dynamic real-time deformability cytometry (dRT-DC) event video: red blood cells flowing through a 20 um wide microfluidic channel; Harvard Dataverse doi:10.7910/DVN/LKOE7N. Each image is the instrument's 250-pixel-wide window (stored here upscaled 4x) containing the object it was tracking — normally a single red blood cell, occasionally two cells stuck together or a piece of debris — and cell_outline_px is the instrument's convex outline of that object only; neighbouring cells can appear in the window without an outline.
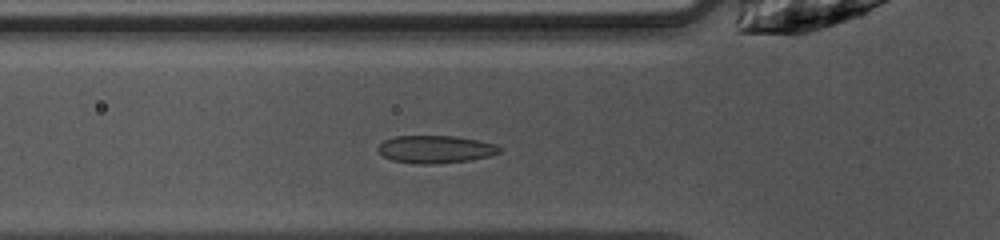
{"species": "common noctule bat (a hibernating species)", "species_latin": "Nyctalus noctula", "temperature_condition": "warm", "stored_images_in_passage": 30, "camera_frame_rate_fps": 3000, "um_per_image_px": 0.085, "animal": {"sex": "female", "body_mass_g": 10.0, "forearm_length_mm": 53.1}, "frame": {"image": 1, "passage_image": 4, "time_ms": 1.0, "image_size_px": [1000, 240], "cell_outline_px": [[504, 148], [500, 152], [488, 156], [468, 160], [436, 164], [416, 164], [392, 160], [384, 156], [376, 148], [384, 140], [396, 136], [456, 136], [480, 140], [496, 144]], "centroid_in_image_um": [37.04, 12.68], "position_along_channel_um": 88.8, "area_um2": 19.65}}
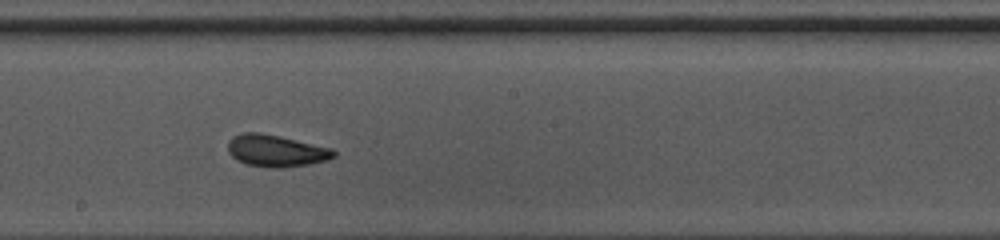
{"frame": {"image": 2, "passage_image": 14, "time_ms": 4.333, "image_size_px": [1000, 240], "cell_outline_px": [[336, 156], [328, 160], [308, 164], [284, 168], [268, 168], [248, 164], [236, 160], [228, 152], [228, 140], [232, 136], [244, 132], [260, 132], [332, 148], [336, 152]], "centroid_in_image_um": [23.45, 12.82], "position_along_channel_um": 224.8, "area_um2": 19.77}}
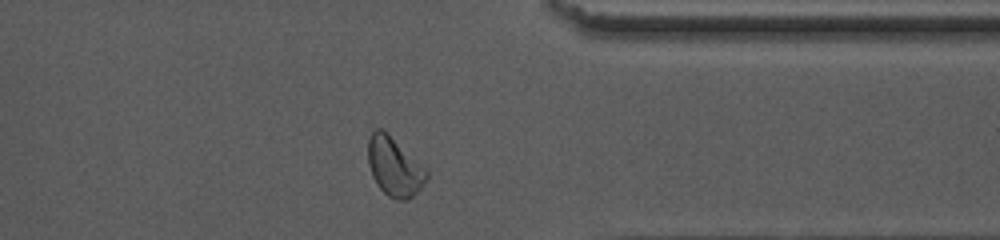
{"frame": {"image": 3, "passage_image": 26, "time_ms": 8.333, "image_size_px": [1000, 240], "cell_outline_px": [[428, 176], [420, 188], [408, 200], [396, 200], [388, 196], [380, 188], [372, 176], [368, 164], [368, 136], [376, 128], [380, 128], [424, 168], [428, 172]], "centroid_in_image_um": [33.47, 14.21], "position_along_channel_um": 377.9, "area_um2": 19.36}, "authors_computed_cell_mechanics": {"area_um2": 19.2185, "velocity_mm_per_s": 4.0501, "shape_relaxation_time_tau1_ms": 6.4839, "shape_relaxation_time_tau2_ms": 2.4292, "deformation_change_tau1": 0.1412, "deformation_change_tau2": 0.0704}}